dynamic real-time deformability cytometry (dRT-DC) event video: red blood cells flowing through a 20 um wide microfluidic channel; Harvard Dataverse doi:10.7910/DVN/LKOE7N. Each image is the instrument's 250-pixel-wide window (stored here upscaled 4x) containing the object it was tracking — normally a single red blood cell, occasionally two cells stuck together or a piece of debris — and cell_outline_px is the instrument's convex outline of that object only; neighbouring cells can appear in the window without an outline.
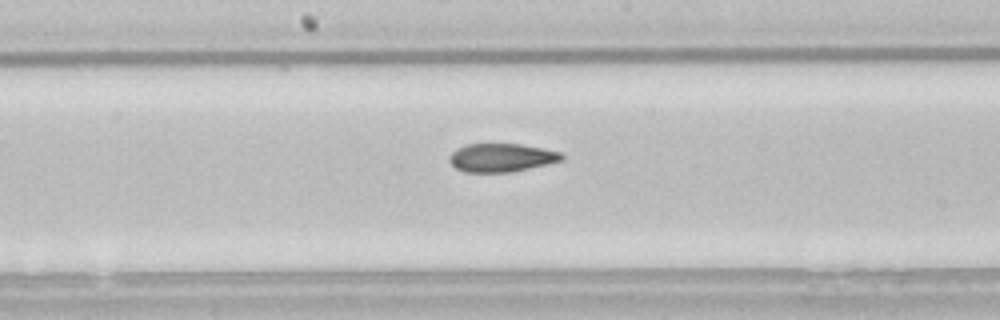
{"species": "common noctule bat (a hibernating species)", "species_latin": "Nyctalus noctula", "temperature_condition": "room temperature", "stored_images_in_passage": 29, "camera_frame_rate_fps": 3000, "um_per_image_px": 0.085, "animal": {"sex": "male", "body_mass_g": 21.5, "forearm_length_mm": 52.0}, "frame": {"image": 1, "passage_image": 13, "time_ms": 4.0, "image_size_px": [1000, 320], "cell_outline_px": [[564, 160], [512, 172], [464, 172], [456, 168], [448, 160], [448, 156], [456, 148], [468, 144], [520, 144], [544, 148], [560, 152], [564, 156]], "centroid_in_image_um": [42.61, 13.4], "position_along_channel_um": 205.6, "area_um2": 18.67}, "authors_computed_cell_mechanics": {"area_um2": 19.0162, "velocity_mm_per_s": 3.8439, "shape_relaxation_time_tau1_ms": 10.516, "shape_relaxation_time_tau2_ms": 3.4831, "deformation_change_tau1": 0.2246, "deformation_change_tau2": 0.0921}}